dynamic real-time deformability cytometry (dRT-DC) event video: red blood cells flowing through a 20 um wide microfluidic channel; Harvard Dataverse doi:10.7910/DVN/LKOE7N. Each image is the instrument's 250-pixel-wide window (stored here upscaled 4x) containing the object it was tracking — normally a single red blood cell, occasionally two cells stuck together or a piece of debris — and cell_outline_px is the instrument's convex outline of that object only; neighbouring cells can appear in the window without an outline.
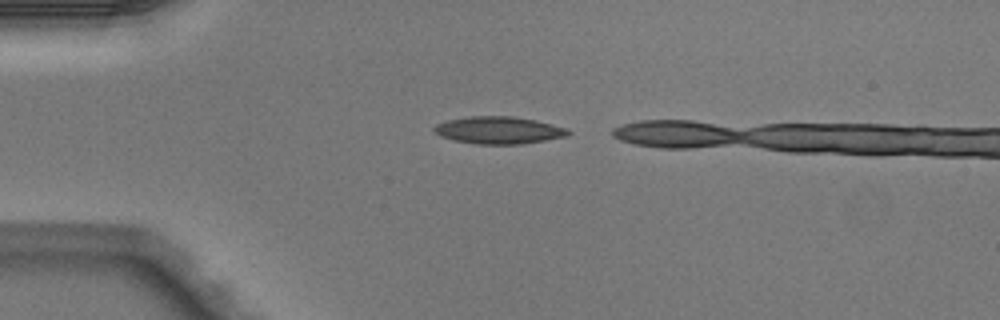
{"species": "Egyptian fruit bat (a non-hibernating species)", "species_latin": "Rousettus aegyptiacus", "temperature_condition": "warm", "stored_images_in_passage": 4, "camera_frame_rate_fps": 3000, "um_per_image_px": 0.085, "animal": {"sex": "male"}, "frame": {"image": 1, "passage_image": 1, "time_ms": 0.0, "image_size_px": [1000, 320], "cell_outline_px": [[572, 132], [568, 136], [524, 144], [476, 144], [452, 140], [440, 136], [432, 128], [436, 124], [448, 120], [468, 116], [512, 116], [536, 120], [568, 128]], "centroid_in_image_um": [42.42, 11.07], "position_along_channel_um": 42.6, "area_um2": 21.5}}